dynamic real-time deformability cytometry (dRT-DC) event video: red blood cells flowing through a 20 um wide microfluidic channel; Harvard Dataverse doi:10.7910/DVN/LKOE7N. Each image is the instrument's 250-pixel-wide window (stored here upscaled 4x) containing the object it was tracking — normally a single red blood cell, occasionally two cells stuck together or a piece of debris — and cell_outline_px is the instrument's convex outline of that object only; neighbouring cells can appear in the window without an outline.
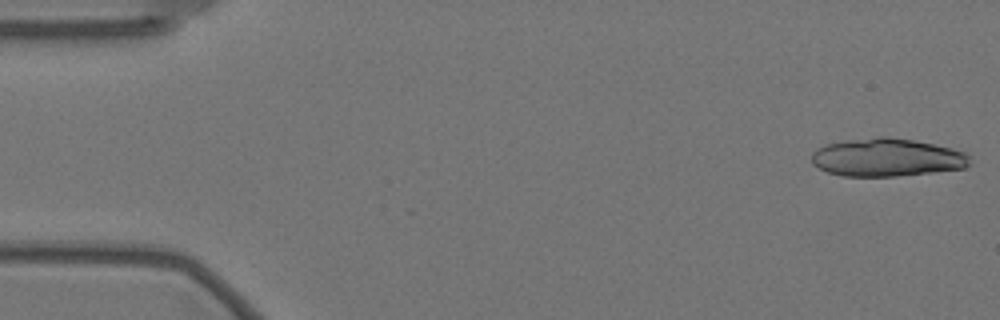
{"species": "Egyptian fruit bat (a non-hibernating species)", "species_latin": "Rousettus aegyptiacus", "temperature_condition": "warm", "stored_images_in_passage": 9, "camera_frame_rate_fps": 3000, "um_per_image_px": 0.085, "animal": {"sex": "female"}, "frame": {"image": 1, "passage_image": 1, "time_ms": 0.0, "image_size_px": [1000, 320], "cell_outline_px": [[972, 156], [968, 164], [964, 168], [932, 172], [896, 176], [844, 176], [828, 172], [812, 164], [812, 152], [816, 148], [824, 144], [844, 140], [876, 136], [888, 136], [912, 140], [952, 148], [968, 152]], "centroid_in_image_um": [75.38, 13.37], "position_along_channel_um": 9.6, "area_um2": 35.32}}